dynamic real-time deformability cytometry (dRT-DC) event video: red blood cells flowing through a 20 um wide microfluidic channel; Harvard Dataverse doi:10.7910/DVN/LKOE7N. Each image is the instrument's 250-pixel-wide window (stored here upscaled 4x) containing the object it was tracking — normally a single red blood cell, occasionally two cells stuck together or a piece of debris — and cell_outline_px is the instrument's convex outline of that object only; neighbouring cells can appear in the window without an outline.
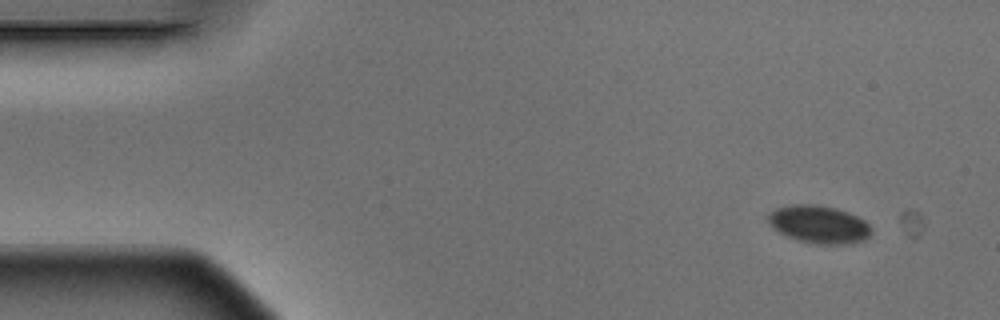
{"species": "Egyptian fruit bat (a non-hibernating species)", "species_latin": "Rousettus aegyptiacus", "temperature_condition": "warm", "stored_images_in_passage": 5, "camera_frame_rate_fps": 3000, "um_per_image_px": 0.085, "animal": {"sex": "male"}, "frame": {"image": 1, "passage_image": 1, "time_ms": 0.0, "image_size_px": [1000, 320], "cell_outline_px": [[872, 232], [864, 240], [840, 244], [816, 244], [800, 240], [788, 236], [780, 232], [768, 220], [768, 216], [776, 208], [796, 204], [812, 204], [836, 208], [848, 212], [864, 220], [872, 228]], "centroid_in_image_um": [69.65, 19.06], "position_along_channel_um": 15.3, "area_um2": 22.2}}
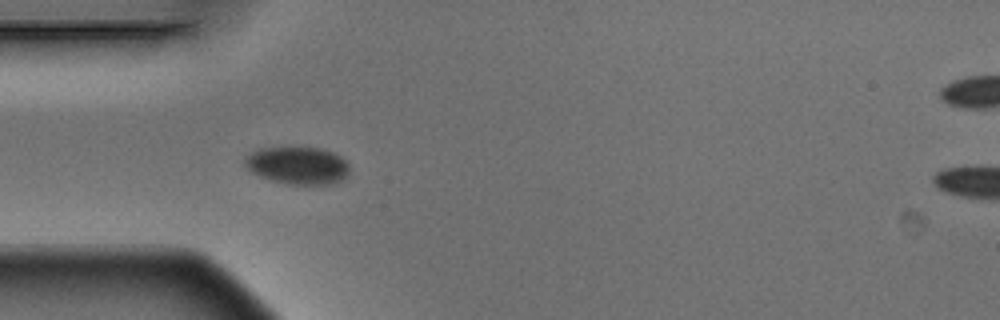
{"frame": {"image": 2, "passage_image": 4, "time_ms": 1.0, "image_size_px": [1000, 320], "cell_outline_px": [[348, 172], [336, 184], [288, 184], [272, 180], [260, 176], [252, 172], [244, 164], [244, 160], [252, 152], [260, 148], [316, 148], [332, 152], [340, 156], [348, 164]], "centroid_in_image_um": [25.3, 14.07], "position_along_channel_um": 59.7, "area_um2": 22.43}}
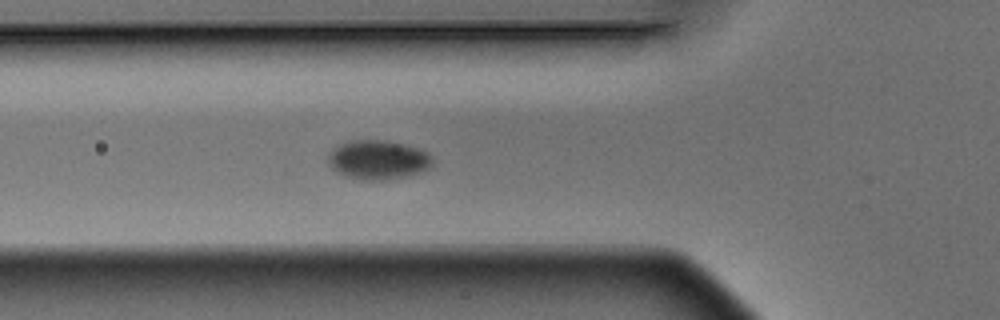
{"frame": {"image": 3, "passage_image": 5, "time_ms": 1.333, "image_size_px": [1000, 320], "cell_outline_px": [[432, 164], [428, 168], [412, 176], [388, 180], [360, 180], [344, 176], [336, 172], [328, 164], [328, 152], [336, 144], [348, 140], [388, 140], [420, 148], [428, 152], [432, 156]], "centroid_in_image_um": [32.11, 13.58], "position_along_channel_um": 93.7, "area_um2": 24.57}}